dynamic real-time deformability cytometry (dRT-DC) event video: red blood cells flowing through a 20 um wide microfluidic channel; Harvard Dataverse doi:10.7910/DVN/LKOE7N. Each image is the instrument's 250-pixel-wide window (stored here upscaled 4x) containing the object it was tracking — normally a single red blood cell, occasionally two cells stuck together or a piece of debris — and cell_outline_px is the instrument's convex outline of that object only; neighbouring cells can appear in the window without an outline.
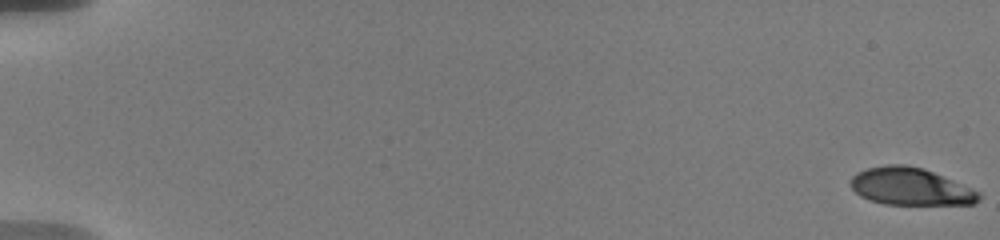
{"species": "human", "species_latin": "Homo sapiens", "temperature_condition": "warm", "stored_images_in_passage": 9, "camera_frame_rate_fps": 3000, "um_per_image_px": 0.085, "donor": {"sex": "male"}, "frame": {"image": 1, "passage_image": 1, "time_ms": 0.0, "image_size_px": [1000, 240], "cell_outline_px": [[980, 200], [976, 204], [884, 204], [860, 196], [848, 184], [852, 176], [856, 172], [868, 168], [888, 164], [904, 164], [924, 168], [972, 188], [980, 192]], "centroid_in_image_um": [77.39, 15.85], "position_along_channel_um": 7.6, "area_um2": 27.98}}
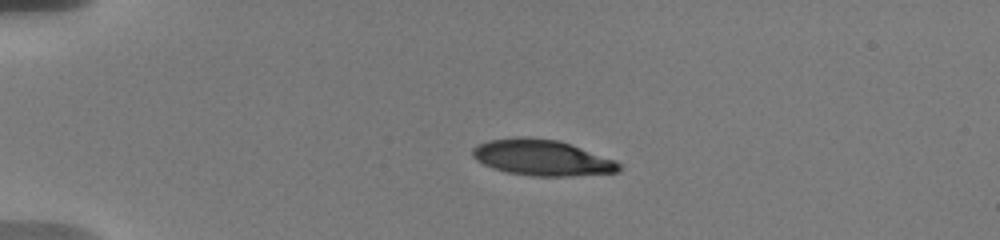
{"frame": {"image": 2, "passage_image": 6, "time_ms": 4.667, "image_size_px": [1000, 240], "cell_outline_px": [[620, 172], [564, 176], [532, 176], [504, 172], [492, 168], [476, 160], [472, 156], [472, 148], [476, 144], [488, 140], [516, 136], [528, 136], [560, 140], [616, 160], [620, 164]], "centroid_in_image_um": [46.03, 13.38], "position_along_channel_um": 39.0, "area_um2": 31.04}}
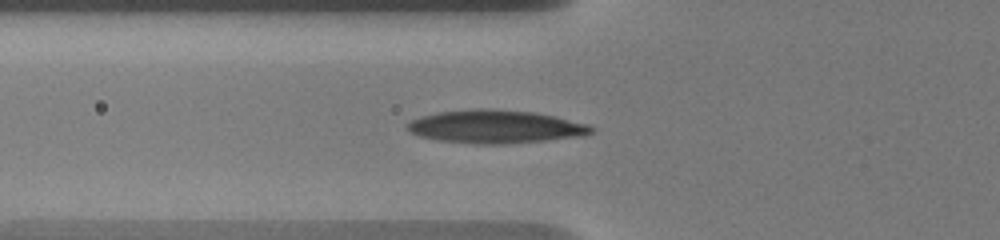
{"frame": {"image": 3, "passage_image": 9, "time_ms": 7.333, "image_size_px": [1000, 240], "cell_outline_px": [[596, 128], [592, 132], [584, 136], [544, 140], [500, 144], [476, 144], [436, 140], [420, 136], [404, 128], [412, 120], [420, 116], [436, 112], [476, 108], [492, 108], [536, 112], [556, 116], [588, 124]], "centroid_in_image_um": [42.12, 10.75], "position_along_channel_um": 83.7, "area_um2": 35.84}}